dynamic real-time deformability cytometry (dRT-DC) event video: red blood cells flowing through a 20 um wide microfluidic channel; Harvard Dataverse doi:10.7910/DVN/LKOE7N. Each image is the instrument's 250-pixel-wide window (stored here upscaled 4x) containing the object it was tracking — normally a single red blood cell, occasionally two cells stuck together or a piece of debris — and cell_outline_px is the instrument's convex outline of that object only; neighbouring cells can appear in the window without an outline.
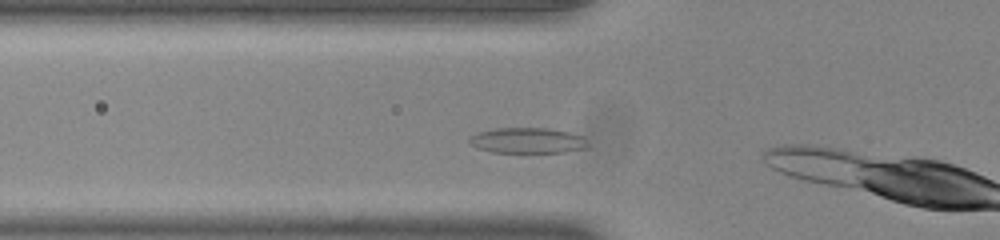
{"species": "common noctule bat (a hibernating species)", "species_latin": "Nyctalus noctula", "temperature_condition": "room temperature", "stored_images_in_passage": 11, "camera_frame_rate_fps": 3000, "um_per_image_px": 0.085, "animal": {"sex": "male", "body_mass_g": 20.0, "forearm_length_mm": 53.3}, "frame": {"image": 1, "passage_image": 4, "time_ms": 1.0, "image_size_px": [1000, 240], "cell_outline_px": [[588, 144], [584, 148], [564, 152], [492, 152], [468, 144], [468, 140], [472, 136], [480, 132], [496, 128], [544, 128], [568, 132], [580, 136]], "centroid_in_image_um": [44.79, 11.94], "position_along_channel_um": 81.0, "area_um2": 17.22}}
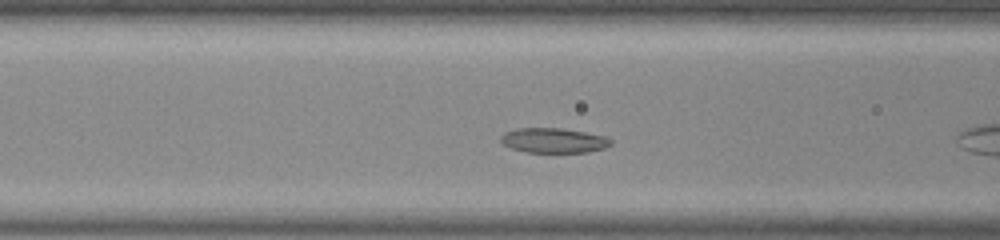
{"frame": {"image": 2, "passage_image": 7, "time_ms": 2.0, "image_size_px": [1000, 240], "cell_outline_px": [[612, 144], [604, 148], [588, 152], [528, 152], [512, 148], [504, 144], [500, 140], [500, 136], [504, 132], [516, 128], [560, 128], [608, 136], [612, 140]], "centroid_in_image_um": [47.08, 11.93], "position_along_channel_um": 119.5, "area_um2": 15.95}}
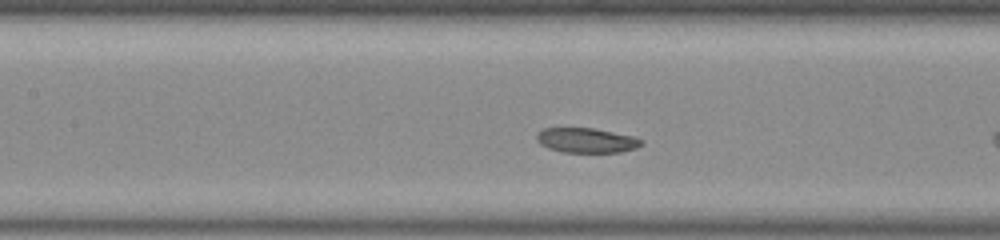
{"frame": {"image": 3, "passage_image": 10, "time_ms": 3.0, "image_size_px": [1000, 240], "cell_outline_px": [[644, 144], [636, 148], [620, 152], [560, 152], [548, 148], [540, 144], [536, 140], [536, 136], [544, 128], [592, 128], [632, 136], [644, 140]], "centroid_in_image_um": [49.85, 11.94], "position_along_channel_um": 157.5, "area_um2": 15.09}}